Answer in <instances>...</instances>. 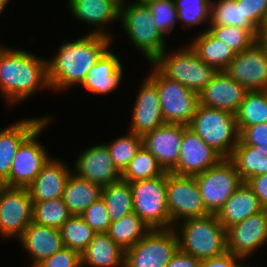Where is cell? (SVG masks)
Listing matches in <instances>:
<instances>
[{"label":"cell","instance_id":"obj_1","mask_svg":"<svg viewBox=\"0 0 267 267\" xmlns=\"http://www.w3.org/2000/svg\"><path fill=\"white\" fill-rule=\"evenodd\" d=\"M71 40L59 44L53 57L47 58V78L51 92L56 95L76 86L80 88L97 60L113 46L111 38L99 34L85 33Z\"/></svg>","mask_w":267,"mask_h":267},{"label":"cell","instance_id":"obj_2","mask_svg":"<svg viewBox=\"0 0 267 267\" xmlns=\"http://www.w3.org/2000/svg\"><path fill=\"white\" fill-rule=\"evenodd\" d=\"M20 48V49H19ZM0 45V95L6 109L27 102L39 92L50 91L47 78V57L21 47Z\"/></svg>","mask_w":267,"mask_h":267},{"label":"cell","instance_id":"obj_3","mask_svg":"<svg viewBox=\"0 0 267 267\" xmlns=\"http://www.w3.org/2000/svg\"><path fill=\"white\" fill-rule=\"evenodd\" d=\"M119 24L122 33L132 44L140 58L152 63L168 47L167 37L155 26L154 18L146 3L122 2ZM141 53V54H140Z\"/></svg>","mask_w":267,"mask_h":267},{"label":"cell","instance_id":"obj_4","mask_svg":"<svg viewBox=\"0 0 267 267\" xmlns=\"http://www.w3.org/2000/svg\"><path fill=\"white\" fill-rule=\"evenodd\" d=\"M179 250L198 260L210 259L227 252L226 229L216 214L185 219L173 226Z\"/></svg>","mask_w":267,"mask_h":267},{"label":"cell","instance_id":"obj_5","mask_svg":"<svg viewBox=\"0 0 267 267\" xmlns=\"http://www.w3.org/2000/svg\"><path fill=\"white\" fill-rule=\"evenodd\" d=\"M182 41L175 49L169 45L152 64L168 79L199 94L218 71L203 62L187 41Z\"/></svg>","mask_w":267,"mask_h":267},{"label":"cell","instance_id":"obj_6","mask_svg":"<svg viewBox=\"0 0 267 267\" xmlns=\"http://www.w3.org/2000/svg\"><path fill=\"white\" fill-rule=\"evenodd\" d=\"M208 146L229 158L239 143L235 114L198 104L188 125Z\"/></svg>","mask_w":267,"mask_h":267},{"label":"cell","instance_id":"obj_7","mask_svg":"<svg viewBox=\"0 0 267 267\" xmlns=\"http://www.w3.org/2000/svg\"><path fill=\"white\" fill-rule=\"evenodd\" d=\"M147 76L156 84L165 123L188 126L199 104L198 93L165 77L152 63Z\"/></svg>","mask_w":267,"mask_h":267},{"label":"cell","instance_id":"obj_8","mask_svg":"<svg viewBox=\"0 0 267 267\" xmlns=\"http://www.w3.org/2000/svg\"><path fill=\"white\" fill-rule=\"evenodd\" d=\"M54 122V118H46L21 143L12 160L9 178L5 181L6 186L27 188L41 172L43 165L52 155L39 141V136H42L48 126Z\"/></svg>","mask_w":267,"mask_h":267},{"label":"cell","instance_id":"obj_9","mask_svg":"<svg viewBox=\"0 0 267 267\" xmlns=\"http://www.w3.org/2000/svg\"><path fill=\"white\" fill-rule=\"evenodd\" d=\"M134 212L151 229H170L166 199V172L156 178L130 183Z\"/></svg>","mask_w":267,"mask_h":267},{"label":"cell","instance_id":"obj_10","mask_svg":"<svg viewBox=\"0 0 267 267\" xmlns=\"http://www.w3.org/2000/svg\"><path fill=\"white\" fill-rule=\"evenodd\" d=\"M178 249L173 228L151 229L125 251L124 267H166Z\"/></svg>","mask_w":267,"mask_h":267},{"label":"cell","instance_id":"obj_11","mask_svg":"<svg viewBox=\"0 0 267 267\" xmlns=\"http://www.w3.org/2000/svg\"><path fill=\"white\" fill-rule=\"evenodd\" d=\"M166 199L170 215V229L179 222L210 214L194 176H183L166 172Z\"/></svg>","mask_w":267,"mask_h":267},{"label":"cell","instance_id":"obj_12","mask_svg":"<svg viewBox=\"0 0 267 267\" xmlns=\"http://www.w3.org/2000/svg\"><path fill=\"white\" fill-rule=\"evenodd\" d=\"M194 177L204 206L210 214H217L243 182L229 158H223L218 164Z\"/></svg>","mask_w":267,"mask_h":267},{"label":"cell","instance_id":"obj_13","mask_svg":"<svg viewBox=\"0 0 267 267\" xmlns=\"http://www.w3.org/2000/svg\"><path fill=\"white\" fill-rule=\"evenodd\" d=\"M32 211L28 189L7 186L0 194V238L17 241L32 222Z\"/></svg>","mask_w":267,"mask_h":267},{"label":"cell","instance_id":"obj_14","mask_svg":"<svg viewBox=\"0 0 267 267\" xmlns=\"http://www.w3.org/2000/svg\"><path fill=\"white\" fill-rule=\"evenodd\" d=\"M67 2L66 7L71 17L79 23L86 24L88 28L91 27L88 34L107 36L113 40V43L115 42L116 34L107 26L110 24L112 26V23L119 24L120 0H68Z\"/></svg>","mask_w":267,"mask_h":267},{"label":"cell","instance_id":"obj_15","mask_svg":"<svg viewBox=\"0 0 267 267\" xmlns=\"http://www.w3.org/2000/svg\"><path fill=\"white\" fill-rule=\"evenodd\" d=\"M227 251L244 259L267 245V210H262L226 230ZM266 244V245H265Z\"/></svg>","mask_w":267,"mask_h":267},{"label":"cell","instance_id":"obj_16","mask_svg":"<svg viewBox=\"0 0 267 267\" xmlns=\"http://www.w3.org/2000/svg\"><path fill=\"white\" fill-rule=\"evenodd\" d=\"M223 158L188 126L183 125L179 159L170 172L183 176H196L218 164Z\"/></svg>","mask_w":267,"mask_h":267},{"label":"cell","instance_id":"obj_17","mask_svg":"<svg viewBox=\"0 0 267 267\" xmlns=\"http://www.w3.org/2000/svg\"><path fill=\"white\" fill-rule=\"evenodd\" d=\"M72 161V172L101 187L122 179V174L114 166L107 146L102 142L91 143Z\"/></svg>","mask_w":267,"mask_h":267},{"label":"cell","instance_id":"obj_18","mask_svg":"<svg viewBox=\"0 0 267 267\" xmlns=\"http://www.w3.org/2000/svg\"><path fill=\"white\" fill-rule=\"evenodd\" d=\"M139 87L133 107L131 106L128 131L142 137L166 123L162 115L156 84L144 75Z\"/></svg>","mask_w":267,"mask_h":267},{"label":"cell","instance_id":"obj_19","mask_svg":"<svg viewBox=\"0 0 267 267\" xmlns=\"http://www.w3.org/2000/svg\"><path fill=\"white\" fill-rule=\"evenodd\" d=\"M225 72L248 91L267 88V54L256 41L250 48L236 54Z\"/></svg>","mask_w":267,"mask_h":267},{"label":"cell","instance_id":"obj_20","mask_svg":"<svg viewBox=\"0 0 267 267\" xmlns=\"http://www.w3.org/2000/svg\"><path fill=\"white\" fill-rule=\"evenodd\" d=\"M111 48L112 46L102 54L80 85L96 97L116 92L115 90L124 82L125 66L122 62L125 60H121L120 55L117 56Z\"/></svg>","mask_w":267,"mask_h":267},{"label":"cell","instance_id":"obj_21","mask_svg":"<svg viewBox=\"0 0 267 267\" xmlns=\"http://www.w3.org/2000/svg\"><path fill=\"white\" fill-rule=\"evenodd\" d=\"M183 137V124L166 123L142 136V146L158 161L165 172L177 164Z\"/></svg>","mask_w":267,"mask_h":267},{"label":"cell","instance_id":"obj_22","mask_svg":"<svg viewBox=\"0 0 267 267\" xmlns=\"http://www.w3.org/2000/svg\"><path fill=\"white\" fill-rule=\"evenodd\" d=\"M247 91L225 71H218L198 94L199 104L236 114Z\"/></svg>","mask_w":267,"mask_h":267},{"label":"cell","instance_id":"obj_23","mask_svg":"<svg viewBox=\"0 0 267 267\" xmlns=\"http://www.w3.org/2000/svg\"><path fill=\"white\" fill-rule=\"evenodd\" d=\"M23 251L28 253L31 264L36 267L43 260L51 257L63 247L60 229L31 222L17 240Z\"/></svg>","mask_w":267,"mask_h":267},{"label":"cell","instance_id":"obj_24","mask_svg":"<svg viewBox=\"0 0 267 267\" xmlns=\"http://www.w3.org/2000/svg\"><path fill=\"white\" fill-rule=\"evenodd\" d=\"M72 167L58 156H51L41 172L27 187L32 202L48 201L63 197V192Z\"/></svg>","mask_w":267,"mask_h":267},{"label":"cell","instance_id":"obj_25","mask_svg":"<svg viewBox=\"0 0 267 267\" xmlns=\"http://www.w3.org/2000/svg\"><path fill=\"white\" fill-rule=\"evenodd\" d=\"M55 115L46 114L34 117H23L14 124L0 128V177L6 181L9 178L12 160L21 143L46 119ZM7 126V127H6Z\"/></svg>","mask_w":267,"mask_h":267},{"label":"cell","instance_id":"obj_26","mask_svg":"<svg viewBox=\"0 0 267 267\" xmlns=\"http://www.w3.org/2000/svg\"><path fill=\"white\" fill-rule=\"evenodd\" d=\"M262 210L259 198L246 182H242L217 212L216 216L221 225L227 230L232 225L242 222Z\"/></svg>","mask_w":267,"mask_h":267},{"label":"cell","instance_id":"obj_27","mask_svg":"<svg viewBox=\"0 0 267 267\" xmlns=\"http://www.w3.org/2000/svg\"><path fill=\"white\" fill-rule=\"evenodd\" d=\"M125 251L107 233H96L81 253L82 267H124Z\"/></svg>","mask_w":267,"mask_h":267},{"label":"cell","instance_id":"obj_28","mask_svg":"<svg viewBox=\"0 0 267 267\" xmlns=\"http://www.w3.org/2000/svg\"><path fill=\"white\" fill-rule=\"evenodd\" d=\"M192 37L187 42L189 46L203 62L217 71H225L236 55L228 45L217 40L208 31L192 34Z\"/></svg>","mask_w":267,"mask_h":267},{"label":"cell","instance_id":"obj_29","mask_svg":"<svg viewBox=\"0 0 267 267\" xmlns=\"http://www.w3.org/2000/svg\"><path fill=\"white\" fill-rule=\"evenodd\" d=\"M102 187L70 173L63 192V200L72 215H81L93 202L101 198Z\"/></svg>","mask_w":267,"mask_h":267},{"label":"cell","instance_id":"obj_30","mask_svg":"<svg viewBox=\"0 0 267 267\" xmlns=\"http://www.w3.org/2000/svg\"><path fill=\"white\" fill-rule=\"evenodd\" d=\"M229 159L243 182L267 173V146L265 145L246 146L239 141Z\"/></svg>","mask_w":267,"mask_h":267},{"label":"cell","instance_id":"obj_31","mask_svg":"<svg viewBox=\"0 0 267 267\" xmlns=\"http://www.w3.org/2000/svg\"><path fill=\"white\" fill-rule=\"evenodd\" d=\"M151 228L135 213L111 222L107 234L124 251L142 239Z\"/></svg>","mask_w":267,"mask_h":267},{"label":"cell","instance_id":"obj_32","mask_svg":"<svg viewBox=\"0 0 267 267\" xmlns=\"http://www.w3.org/2000/svg\"><path fill=\"white\" fill-rule=\"evenodd\" d=\"M101 198L107 207L111 222L134 212L130 183L122 179L102 187Z\"/></svg>","mask_w":267,"mask_h":267},{"label":"cell","instance_id":"obj_33","mask_svg":"<svg viewBox=\"0 0 267 267\" xmlns=\"http://www.w3.org/2000/svg\"><path fill=\"white\" fill-rule=\"evenodd\" d=\"M178 11V25L183 31L200 27L201 33L210 25L211 0H174ZM203 25L206 27L202 28ZM181 26V27H180Z\"/></svg>","mask_w":267,"mask_h":267},{"label":"cell","instance_id":"obj_34","mask_svg":"<svg viewBox=\"0 0 267 267\" xmlns=\"http://www.w3.org/2000/svg\"><path fill=\"white\" fill-rule=\"evenodd\" d=\"M235 116L239 133L245 127L267 123V97L264 90L247 91Z\"/></svg>","mask_w":267,"mask_h":267},{"label":"cell","instance_id":"obj_35","mask_svg":"<svg viewBox=\"0 0 267 267\" xmlns=\"http://www.w3.org/2000/svg\"><path fill=\"white\" fill-rule=\"evenodd\" d=\"M210 13V25L258 29L248 17H245L242 5L237 0H211Z\"/></svg>","mask_w":267,"mask_h":267},{"label":"cell","instance_id":"obj_36","mask_svg":"<svg viewBox=\"0 0 267 267\" xmlns=\"http://www.w3.org/2000/svg\"><path fill=\"white\" fill-rule=\"evenodd\" d=\"M217 40L228 45L236 54L250 48L256 41L259 29L238 26L209 25L207 30Z\"/></svg>","mask_w":267,"mask_h":267},{"label":"cell","instance_id":"obj_37","mask_svg":"<svg viewBox=\"0 0 267 267\" xmlns=\"http://www.w3.org/2000/svg\"><path fill=\"white\" fill-rule=\"evenodd\" d=\"M103 143L109 149L114 166L122 174L142 147V137L127 131V133L114 138L111 142L109 140Z\"/></svg>","mask_w":267,"mask_h":267},{"label":"cell","instance_id":"obj_38","mask_svg":"<svg viewBox=\"0 0 267 267\" xmlns=\"http://www.w3.org/2000/svg\"><path fill=\"white\" fill-rule=\"evenodd\" d=\"M63 197L33 202L32 222L60 229L71 217Z\"/></svg>","mask_w":267,"mask_h":267},{"label":"cell","instance_id":"obj_39","mask_svg":"<svg viewBox=\"0 0 267 267\" xmlns=\"http://www.w3.org/2000/svg\"><path fill=\"white\" fill-rule=\"evenodd\" d=\"M60 232L64 247L75 250L80 254L96 234L81 215H71L60 228Z\"/></svg>","mask_w":267,"mask_h":267},{"label":"cell","instance_id":"obj_40","mask_svg":"<svg viewBox=\"0 0 267 267\" xmlns=\"http://www.w3.org/2000/svg\"><path fill=\"white\" fill-rule=\"evenodd\" d=\"M164 173L165 171L157 159L142 146L122 173V180L132 183L138 180L156 178Z\"/></svg>","mask_w":267,"mask_h":267},{"label":"cell","instance_id":"obj_41","mask_svg":"<svg viewBox=\"0 0 267 267\" xmlns=\"http://www.w3.org/2000/svg\"><path fill=\"white\" fill-rule=\"evenodd\" d=\"M154 18L155 26L168 40L178 25V11L174 0H153L146 2Z\"/></svg>","mask_w":267,"mask_h":267},{"label":"cell","instance_id":"obj_42","mask_svg":"<svg viewBox=\"0 0 267 267\" xmlns=\"http://www.w3.org/2000/svg\"><path fill=\"white\" fill-rule=\"evenodd\" d=\"M81 216L96 233H107L111 221L102 198L93 202Z\"/></svg>","mask_w":267,"mask_h":267},{"label":"cell","instance_id":"obj_43","mask_svg":"<svg viewBox=\"0 0 267 267\" xmlns=\"http://www.w3.org/2000/svg\"><path fill=\"white\" fill-rule=\"evenodd\" d=\"M36 267H82L81 254L70 248L63 247L51 257L40 262Z\"/></svg>","mask_w":267,"mask_h":267},{"label":"cell","instance_id":"obj_44","mask_svg":"<svg viewBox=\"0 0 267 267\" xmlns=\"http://www.w3.org/2000/svg\"><path fill=\"white\" fill-rule=\"evenodd\" d=\"M237 2L241 3L245 17H248L259 30L265 28L267 0H237Z\"/></svg>","mask_w":267,"mask_h":267},{"label":"cell","instance_id":"obj_45","mask_svg":"<svg viewBox=\"0 0 267 267\" xmlns=\"http://www.w3.org/2000/svg\"><path fill=\"white\" fill-rule=\"evenodd\" d=\"M239 141L246 146H267V123L245 127L239 133Z\"/></svg>","mask_w":267,"mask_h":267},{"label":"cell","instance_id":"obj_46","mask_svg":"<svg viewBox=\"0 0 267 267\" xmlns=\"http://www.w3.org/2000/svg\"><path fill=\"white\" fill-rule=\"evenodd\" d=\"M243 260L244 258L227 251L220 256L201 260V267H237Z\"/></svg>","mask_w":267,"mask_h":267},{"label":"cell","instance_id":"obj_47","mask_svg":"<svg viewBox=\"0 0 267 267\" xmlns=\"http://www.w3.org/2000/svg\"><path fill=\"white\" fill-rule=\"evenodd\" d=\"M246 183L259 198L264 210H267V173L249 178Z\"/></svg>","mask_w":267,"mask_h":267},{"label":"cell","instance_id":"obj_48","mask_svg":"<svg viewBox=\"0 0 267 267\" xmlns=\"http://www.w3.org/2000/svg\"><path fill=\"white\" fill-rule=\"evenodd\" d=\"M166 267H201V260L178 249Z\"/></svg>","mask_w":267,"mask_h":267},{"label":"cell","instance_id":"obj_49","mask_svg":"<svg viewBox=\"0 0 267 267\" xmlns=\"http://www.w3.org/2000/svg\"><path fill=\"white\" fill-rule=\"evenodd\" d=\"M257 41L264 48L267 54V30L265 28L259 31V34L257 36Z\"/></svg>","mask_w":267,"mask_h":267},{"label":"cell","instance_id":"obj_50","mask_svg":"<svg viewBox=\"0 0 267 267\" xmlns=\"http://www.w3.org/2000/svg\"><path fill=\"white\" fill-rule=\"evenodd\" d=\"M9 2H13V1H11V0H0V16H1V13L3 15V12L6 11L5 8L7 7V5H9Z\"/></svg>","mask_w":267,"mask_h":267},{"label":"cell","instance_id":"obj_51","mask_svg":"<svg viewBox=\"0 0 267 267\" xmlns=\"http://www.w3.org/2000/svg\"><path fill=\"white\" fill-rule=\"evenodd\" d=\"M246 260L247 259H244L237 267H256L255 264L250 265V263H247L248 261Z\"/></svg>","mask_w":267,"mask_h":267},{"label":"cell","instance_id":"obj_52","mask_svg":"<svg viewBox=\"0 0 267 267\" xmlns=\"http://www.w3.org/2000/svg\"><path fill=\"white\" fill-rule=\"evenodd\" d=\"M5 181L0 177V194L3 192V190L6 188Z\"/></svg>","mask_w":267,"mask_h":267},{"label":"cell","instance_id":"obj_53","mask_svg":"<svg viewBox=\"0 0 267 267\" xmlns=\"http://www.w3.org/2000/svg\"><path fill=\"white\" fill-rule=\"evenodd\" d=\"M130 0H122V2H128ZM132 1H138V2H142L143 3V0H132Z\"/></svg>","mask_w":267,"mask_h":267},{"label":"cell","instance_id":"obj_54","mask_svg":"<svg viewBox=\"0 0 267 267\" xmlns=\"http://www.w3.org/2000/svg\"><path fill=\"white\" fill-rule=\"evenodd\" d=\"M148 1H153V0H143V3H146V2H148Z\"/></svg>","mask_w":267,"mask_h":267},{"label":"cell","instance_id":"obj_55","mask_svg":"<svg viewBox=\"0 0 267 267\" xmlns=\"http://www.w3.org/2000/svg\"><path fill=\"white\" fill-rule=\"evenodd\" d=\"M265 94H266V97H267V88L264 90Z\"/></svg>","mask_w":267,"mask_h":267}]
</instances>
